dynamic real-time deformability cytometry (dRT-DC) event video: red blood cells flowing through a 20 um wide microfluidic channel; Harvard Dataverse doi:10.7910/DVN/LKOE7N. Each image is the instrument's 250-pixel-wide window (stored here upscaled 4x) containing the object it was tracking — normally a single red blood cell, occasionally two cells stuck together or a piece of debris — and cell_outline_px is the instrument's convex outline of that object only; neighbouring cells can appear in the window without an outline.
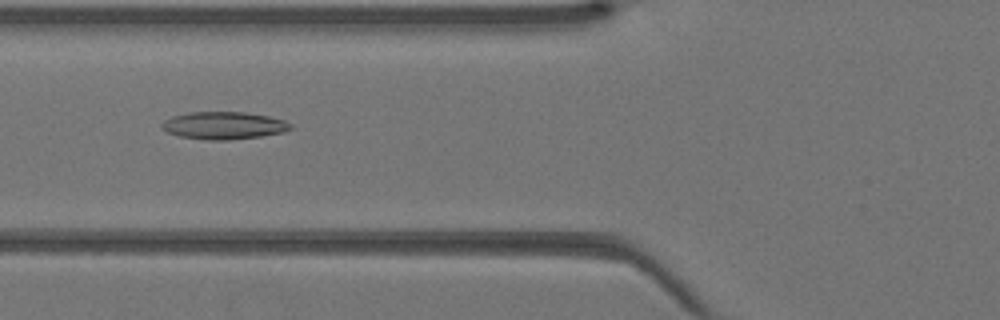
{"species": "Egyptian fruit bat (a non-hibernating species)", "species_latin": "Rousettus aegyptiacus", "temperature_condition": "warm", "stored_images_in_passage": 43, "camera_frame_rate_fps": 3000, "um_per_image_px": 0.085, "animal": {"sex": "female"}, "frame": {"image": 1, "passage_image": 17, "time_ms": 5.333, "image_size_px": [1000, 320], "cell_outline_px": [[292, 128], [284, 132], [260, 136], [228, 140], [208, 140], [180, 136], [168, 132], [160, 128], [160, 124], [164, 120], [172, 116], [188, 112], [244, 112], [268, 116], [284, 120], [292, 124]], "centroid_in_image_um": [19.0, 10.66], "position_along_channel_um": 106.8, "area_um2": 20.63}}
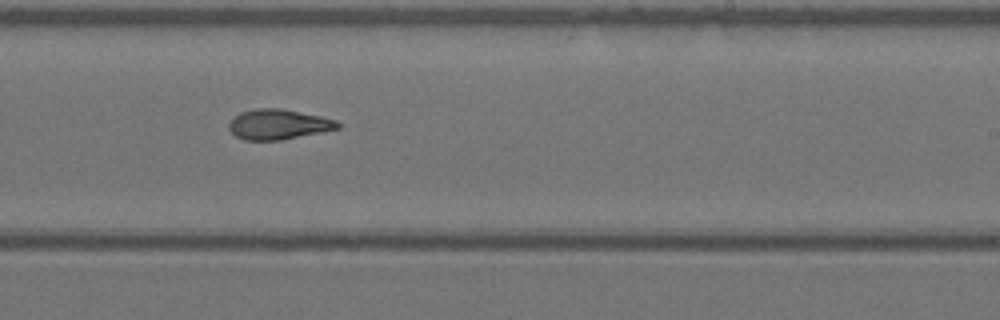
{"frame": {"image": 2, "passage_image": 27, "time_ms": 8.667, "image_size_px": [1000, 320], "cell_outline_px": [[340, 128], [280, 140], [244, 140], [236, 136], [228, 128], [228, 124], [240, 112], [256, 108], [280, 108], [320, 116], [336, 120], [340, 124]], "centroid_in_image_um": [23.64, 10.57], "position_along_channel_um": 265.4, "area_um2": 18.9}}
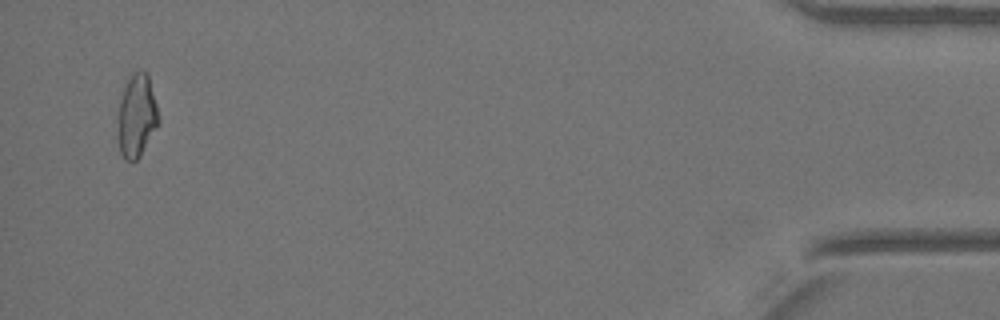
{"frame": {"image": 3, "passage_image": 42, "time_ms": 13.667, "image_size_px": [1000, 320], "cell_outline_px": [[160, 124], [140, 156], [136, 160], [124, 160], [120, 152], [116, 116], [120, 100], [124, 88], [132, 72], [140, 68], [148, 72], [160, 116]], "centroid_in_image_um": [11.64, 9.82], "position_along_channel_um": 423.6, "area_um2": 20.35}}